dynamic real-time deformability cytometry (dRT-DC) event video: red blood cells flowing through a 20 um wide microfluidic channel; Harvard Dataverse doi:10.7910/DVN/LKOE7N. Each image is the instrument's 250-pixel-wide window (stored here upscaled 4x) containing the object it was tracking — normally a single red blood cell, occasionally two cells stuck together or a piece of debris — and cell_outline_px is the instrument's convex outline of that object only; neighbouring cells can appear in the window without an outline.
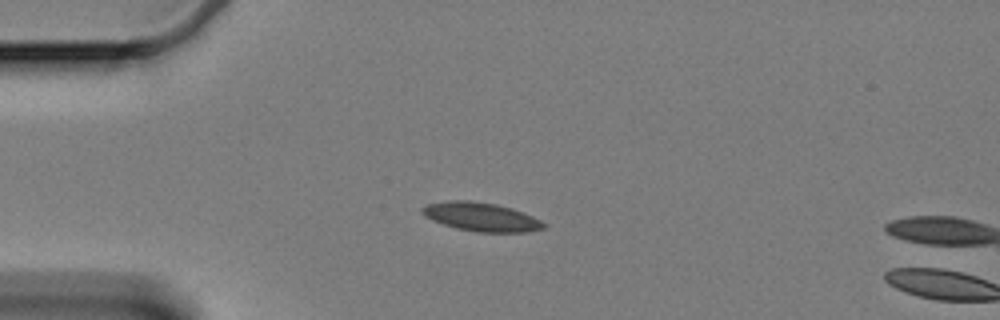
{"species": "Egyptian fruit bat (a non-hibernating species)", "species_latin": "Rousettus aegyptiacus", "temperature_condition": "cold", "stored_images_in_passage": 17, "camera_frame_rate_fps": 3000, "um_per_image_px": 0.085, "animal": {"sex": "female"}, "frame": {"image": 1, "passage_image": 15, "time_ms": 4.667, "image_size_px": [1000, 320], "cell_outline_px": [[548, 224], [544, 228], [524, 232], [476, 232], [456, 228], [432, 220], [424, 216], [420, 212], [420, 208], [428, 204], [452, 200], [468, 200], [496, 204], [532, 216]], "centroid_in_image_um": [40.86, 18.44], "position_along_channel_um": 44.1, "area_um2": 20.11}}